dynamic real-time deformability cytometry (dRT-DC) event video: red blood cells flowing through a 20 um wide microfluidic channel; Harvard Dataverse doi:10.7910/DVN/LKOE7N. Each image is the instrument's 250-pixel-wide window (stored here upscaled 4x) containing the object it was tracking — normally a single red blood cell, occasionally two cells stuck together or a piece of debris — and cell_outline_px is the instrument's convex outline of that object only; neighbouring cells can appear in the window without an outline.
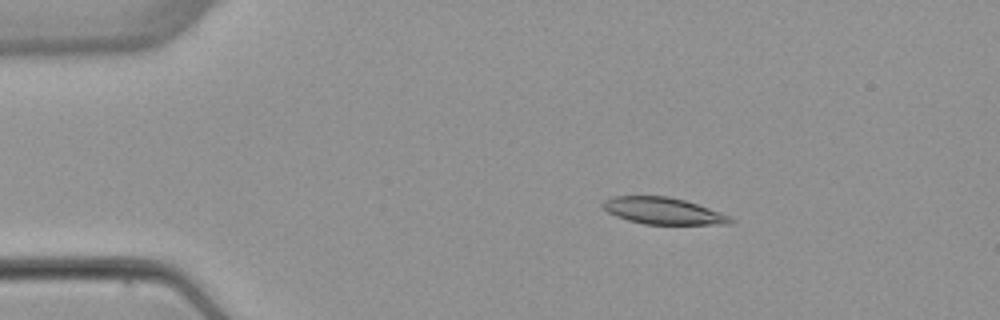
{"species": "common noctule bat (a hibernating species)", "species_latin": "Nyctalus noctula", "temperature_condition": "warm", "stored_images_in_passage": 4, "camera_frame_rate_fps": 3000, "um_per_image_px": 0.085, "animal": {"sex": "female", "body_mass_g": 22.7, "forearm_length_mm": 54.2}, "frame": {"image": 1, "passage_image": 2, "time_ms": 1.333, "image_size_px": [1000, 320], "cell_outline_px": [[736, 220], [728, 224], [644, 224], [628, 220], [616, 216], [608, 212], [600, 204], [604, 200], [612, 196], [668, 196], [684, 200], [720, 212]], "centroid_in_image_um": [56.33, 17.92], "position_along_channel_um": 28.7, "area_um2": 19.71}}
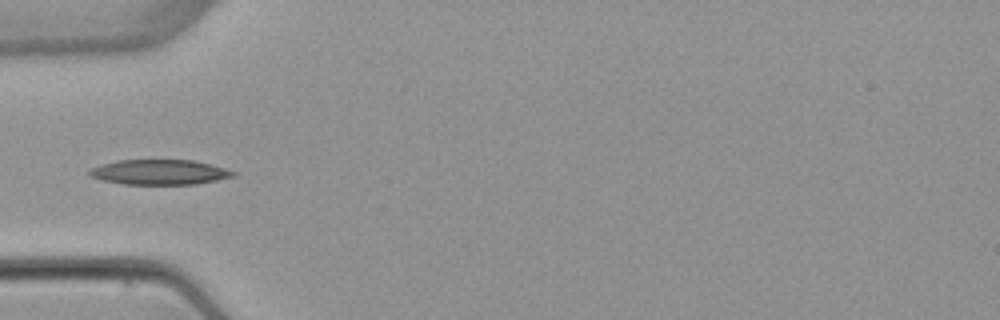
{"frame": {"image": 2, "passage_image": 4, "time_ms": 4.0, "image_size_px": [1000, 320], "cell_outline_px": [[236, 176], [196, 184], [124, 184], [104, 180], [92, 176], [88, 172], [88, 168], [100, 164], [116, 160], [192, 160], [224, 168], [236, 172]], "centroid_in_image_um": [13.53, 14.63], "position_along_channel_um": 71.5, "area_um2": 20.87}}